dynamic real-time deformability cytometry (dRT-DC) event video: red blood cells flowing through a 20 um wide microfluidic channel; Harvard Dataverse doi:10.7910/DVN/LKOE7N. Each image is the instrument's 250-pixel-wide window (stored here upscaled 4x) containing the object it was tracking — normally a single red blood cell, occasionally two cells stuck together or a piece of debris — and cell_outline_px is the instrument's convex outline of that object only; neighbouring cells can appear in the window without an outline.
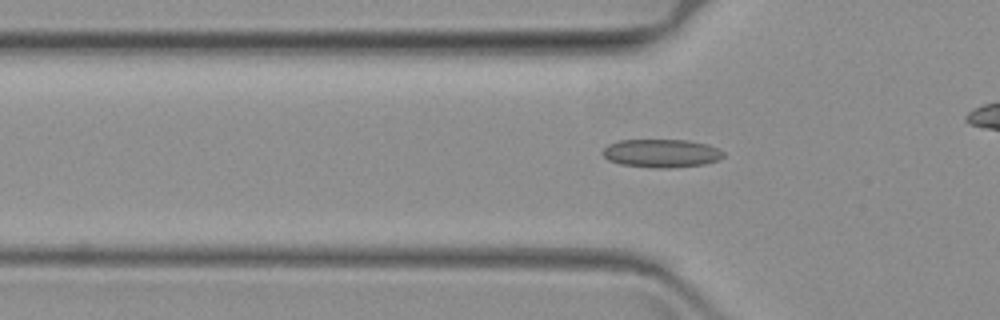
{"species": "common noctule bat (a hibernating species)", "species_latin": "Nyctalus noctula", "temperature_condition": "warm", "stored_images_in_passage": 54, "camera_frame_rate_fps": 3000, "um_per_image_px": 0.085, "animal": {"sex": "female", "body_mass_g": 19.3, "forearm_length_mm": 54.1}, "frame": {"image": 1, "passage_image": 20, "time_ms": 6.333, "image_size_px": [1000, 320], "cell_outline_px": [[724, 156], [716, 160], [704, 164], [668, 168], [652, 168], [620, 164], [608, 160], [600, 152], [608, 144], [620, 140], [684, 140], [708, 144], [724, 152]], "centroid_in_image_um": [56.17, 13.03], "position_along_channel_um": 69.6, "area_um2": 19.88}}
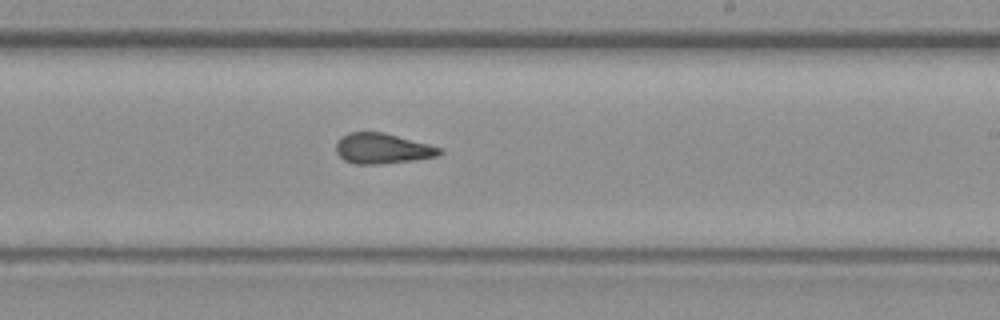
{"frame": {"image": 2, "passage_image": 37, "time_ms": 12.0, "image_size_px": [1000, 320], "cell_outline_px": [[444, 152], [436, 156], [412, 160], [380, 164], [356, 164], [344, 160], [336, 152], [336, 144], [348, 132], [384, 132], [428, 144], [440, 148]], "centroid_in_image_um": [32.49, 12.62], "position_along_channel_um": 256.5, "area_um2": 18.09}}
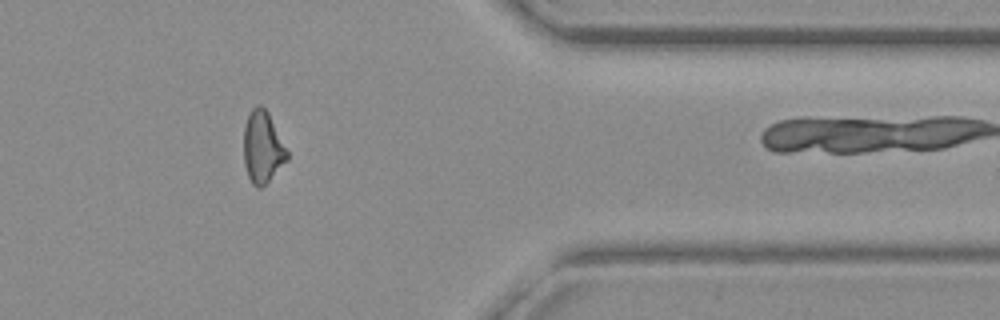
{"frame": {"image": 3, "passage_image": 51, "time_ms": 16.667, "image_size_px": [1000, 320], "cell_outline_px": [[288, 160], [260, 188], [256, 188], [252, 184], [248, 176], [244, 164], [244, 128], [248, 116], [252, 108], [256, 104], [260, 104], [268, 112], [288, 152]], "centroid_in_image_um": [22.31, 12.51], "position_along_channel_um": 389.1, "area_um2": 17.98}}